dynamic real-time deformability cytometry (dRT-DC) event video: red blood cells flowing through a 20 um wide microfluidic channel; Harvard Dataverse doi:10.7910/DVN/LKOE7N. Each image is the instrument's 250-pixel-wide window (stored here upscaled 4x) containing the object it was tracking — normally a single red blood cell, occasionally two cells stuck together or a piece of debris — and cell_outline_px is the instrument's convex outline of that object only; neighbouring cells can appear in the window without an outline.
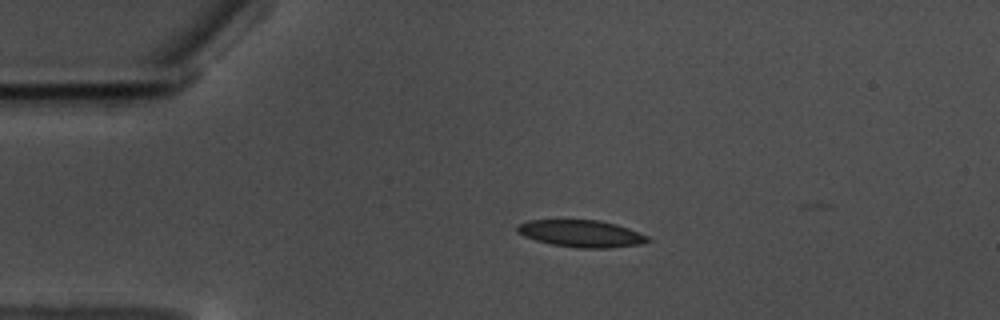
{"species": "common noctule bat (a hibernating species)", "species_latin": "Nyctalus noctula", "temperature_condition": "warm", "stored_images_in_passage": 42, "camera_frame_rate_fps": 3000, "um_per_image_px": 0.085, "animal": {"sex": "male", "body_mass_g": 17.5, "forearm_length_mm": 52.3}, "frame": {"image": 1, "passage_image": 1, "time_ms": 0.0, "image_size_px": [1000, 320], "cell_outline_px": [[652, 240], [640, 244], [608, 248], [580, 248], [552, 244], [536, 240], [524, 236], [516, 232], [516, 228], [520, 224], [528, 220], [600, 220], [616, 224], [628, 228], [648, 236]], "centroid_in_image_um": [49.41, 19.85], "position_along_channel_um": 35.6, "area_um2": 20.46}}
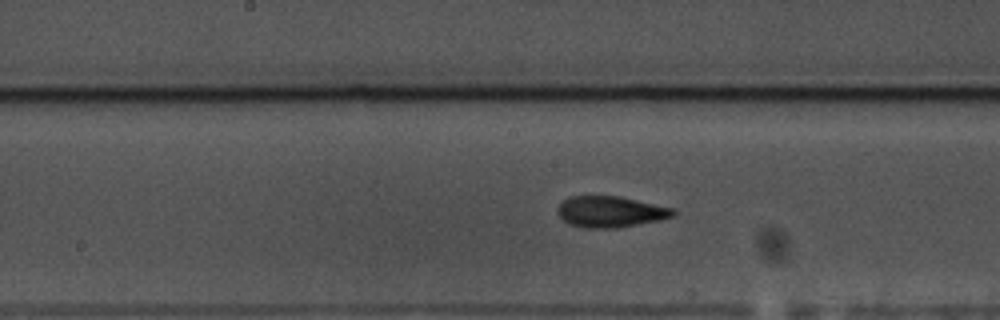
{"frame": {"image": 2, "passage_image": 18, "time_ms": 5.667, "image_size_px": [1000, 320], "cell_outline_px": [[676, 216], [660, 220], [616, 228], [584, 228], [568, 224], [556, 212], [556, 208], [568, 196], [620, 196], [672, 208], [676, 212]], "centroid_in_image_um": [51.87, 18.0], "position_along_channel_um": 196.3, "area_um2": 21.04}}
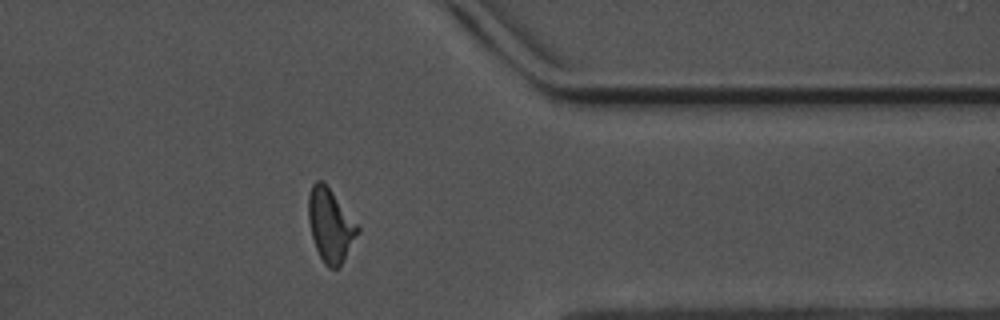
{"frame": {"image": 3, "passage_image": 35, "time_ms": 11.333, "image_size_px": [1000, 320], "cell_outline_px": [[360, 232], [344, 260], [336, 268], [328, 268], [324, 264], [316, 248], [312, 236], [308, 220], [308, 192], [312, 184], [316, 180], [324, 180], [360, 224]], "centroid_in_image_um": [28.11, 19.08], "position_along_channel_um": 383.3, "area_um2": 21.62}, "authors_computed_cell_mechanics": {"area_um2": 20.4034, "velocity_mm_per_s": 3.5069, "shape_relaxation_time_tau1_ms": 5.4746, "shape_relaxation_time_tau2_ms": 1.5786, "deformation_change_tau1": 0.182, "deformation_change_tau2": 0.0806}}